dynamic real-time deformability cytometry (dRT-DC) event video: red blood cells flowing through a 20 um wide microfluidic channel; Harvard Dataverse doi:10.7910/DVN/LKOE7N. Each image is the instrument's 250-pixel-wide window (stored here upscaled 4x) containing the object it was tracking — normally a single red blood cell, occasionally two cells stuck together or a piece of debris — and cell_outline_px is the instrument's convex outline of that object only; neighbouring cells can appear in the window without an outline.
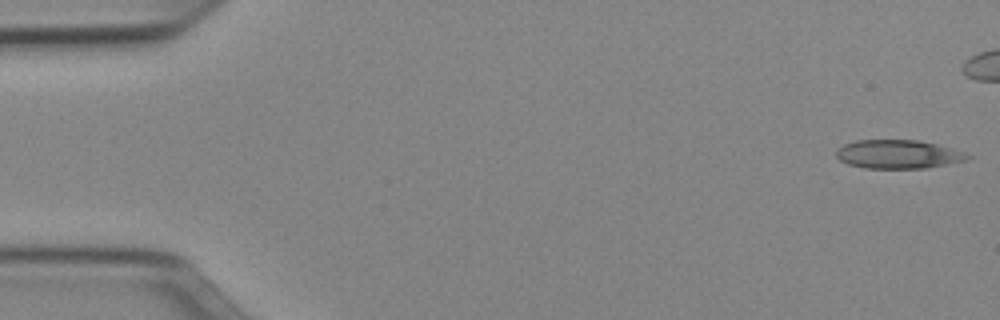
{"species": "Egyptian fruit bat (a non-hibernating species)", "species_latin": "Rousettus aegyptiacus", "temperature_condition": "cold", "stored_images_in_passage": 44, "camera_frame_rate_fps": 3000, "um_per_image_px": 0.085, "animal": {"sex": "female"}, "frame": {"image": 1, "passage_image": 1, "time_ms": 0.0, "image_size_px": [1000, 320], "cell_outline_px": [[972, 156], [968, 160], [924, 168], [864, 168], [848, 164], [840, 160], [836, 156], [836, 148], [844, 144], [856, 140], [920, 140], [952, 148], [964, 152]], "centroid_in_image_um": [76.33, 13.1], "position_along_channel_um": 8.7, "area_um2": 21.96}}
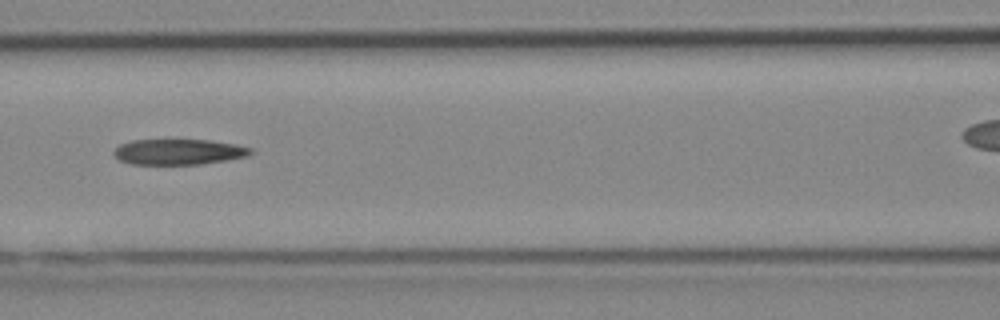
{"frame": {"image": 2, "passage_image": 22, "time_ms": 7.0, "image_size_px": [1000, 320], "cell_outline_px": [[252, 152], [248, 156], [200, 164], [132, 164], [120, 160], [112, 152], [120, 144], [132, 140], [208, 140], [232, 144], [252, 148]], "centroid_in_image_um": [15.15, 12.91], "position_along_channel_um": 151.4, "area_um2": 20.11}}
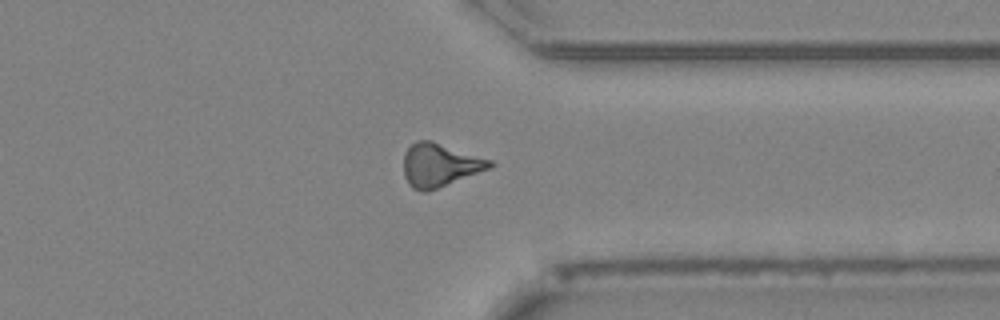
{"frame": {"image": 3, "passage_image": 39, "time_ms": 12.667, "image_size_px": [1000, 320], "cell_outline_px": [[496, 164], [492, 168], [428, 192], [420, 192], [412, 188], [408, 184], [404, 176], [404, 152], [416, 140], [432, 140], [492, 160]], "centroid_in_image_um": [37.39, 14.04], "position_along_channel_um": 374.0, "area_um2": 22.14}, "authors_computed_cell_mechanics": {"area_um2": 21.964, "velocity_mm_per_s": 3.9654, "shape_relaxation_time_tau1_ms": null, "shape_relaxation_time_tau2_ms": 11.0742, "deformation_change_tau1": null, "deformation_change_tau2": 0.2826}}